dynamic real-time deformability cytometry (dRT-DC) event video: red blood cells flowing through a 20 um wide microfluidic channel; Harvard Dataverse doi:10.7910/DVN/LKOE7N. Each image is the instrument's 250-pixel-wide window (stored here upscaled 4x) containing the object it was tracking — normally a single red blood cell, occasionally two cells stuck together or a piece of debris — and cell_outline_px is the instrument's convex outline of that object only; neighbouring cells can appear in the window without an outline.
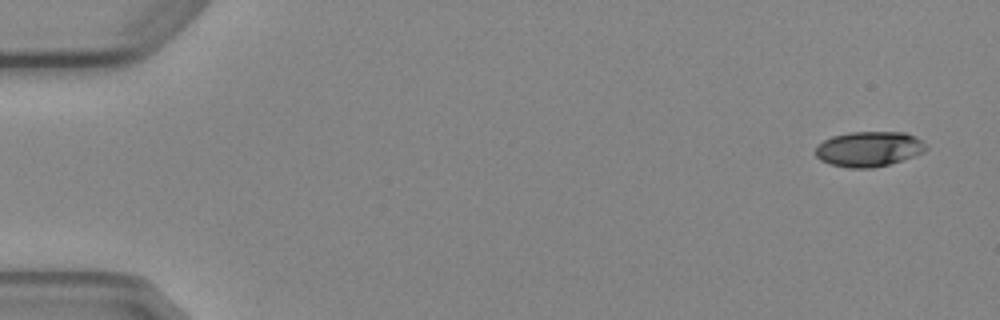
{"species": "Egyptian fruit bat (a non-hibernating species)", "species_latin": "Rousettus aegyptiacus", "temperature_condition": "cold", "stored_images_in_passage": 4, "camera_frame_rate_fps": 3000, "um_per_image_px": 0.085, "animal": {"sex": "female"}, "frame": {"image": 1, "passage_image": 1, "time_ms": 0.0, "image_size_px": [1000, 320], "cell_outline_px": [[928, 148], [924, 152], [888, 164], [872, 168], [848, 168], [832, 164], [820, 160], [816, 156], [816, 144], [832, 136], [852, 132], [904, 132], [916, 136]], "centroid_in_image_um": [73.83, 12.66], "position_along_channel_um": 11.2, "area_um2": 22.48}}